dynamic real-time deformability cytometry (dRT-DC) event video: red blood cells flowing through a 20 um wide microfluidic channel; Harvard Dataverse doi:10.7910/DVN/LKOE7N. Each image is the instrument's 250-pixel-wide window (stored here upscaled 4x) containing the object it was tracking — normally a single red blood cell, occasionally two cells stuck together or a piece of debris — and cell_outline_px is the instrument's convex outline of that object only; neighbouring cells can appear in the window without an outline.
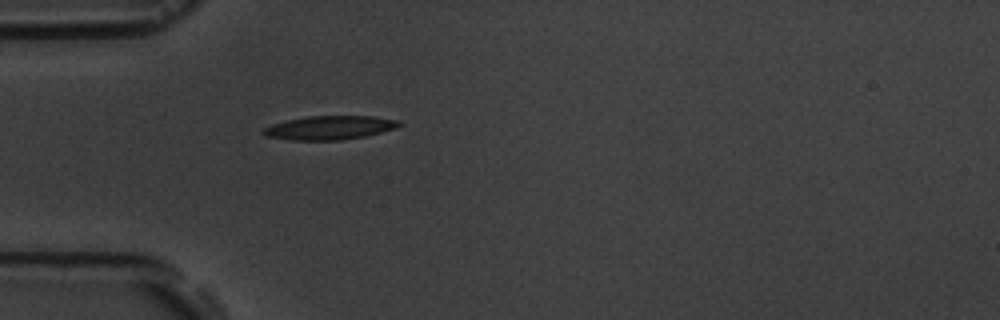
{"species": "common noctule bat (a hibernating species)", "species_latin": "Nyctalus noctula", "temperature_condition": "room temperature", "stored_images_in_passage": 6, "camera_frame_rate_fps": 3000, "um_per_image_px": 0.085, "animal": {"sex": "male", "body_mass_g": 19.5, "forearm_length_mm": 54.6}, "frame": {"image": 1, "passage_image": 6, "time_ms": 6.667, "image_size_px": [1000, 320], "cell_outline_px": [[404, 124], [396, 128], [364, 136], [340, 140], [292, 140], [264, 136], [260, 132], [264, 128], [272, 124], [288, 120], [308, 116], [372, 116], [400, 120]], "centroid_in_image_um": [28.02, 10.85], "position_along_channel_um": 57.0, "area_um2": 18.84}}